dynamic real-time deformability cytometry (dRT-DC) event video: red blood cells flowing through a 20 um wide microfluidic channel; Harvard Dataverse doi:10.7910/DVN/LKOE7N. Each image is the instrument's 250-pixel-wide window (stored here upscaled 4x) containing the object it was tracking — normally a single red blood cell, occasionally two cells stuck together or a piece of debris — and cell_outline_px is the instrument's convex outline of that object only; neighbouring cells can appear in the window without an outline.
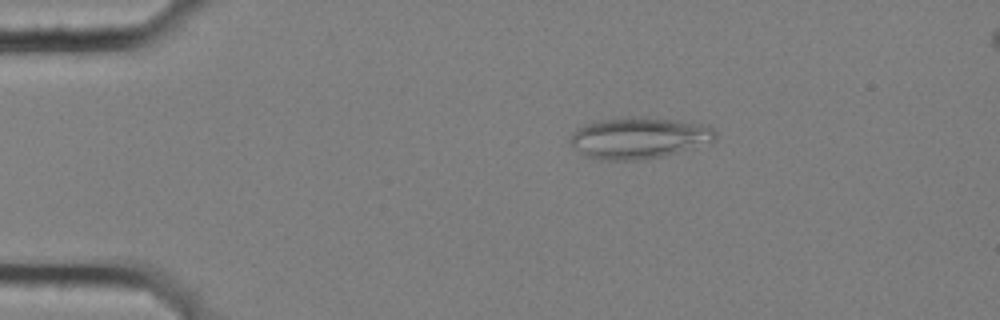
{"species": "common noctule bat (a hibernating species)", "species_latin": "Nyctalus noctula", "temperature_condition": "cold", "stored_images_in_passage": 7, "camera_frame_rate_fps": 3000, "um_per_image_px": 0.085, "animal": {"sex": "female", "body_mass_g": 25.1}, "frame": {"image": 1, "passage_image": 4, "time_ms": 1.0, "image_size_px": [1000, 320], "cell_outline_px": [[716, 140], [664, 156], [636, 160], [600, 160], [584, 156], [568, 144], [568, 140], [584, 124], [600, 120], [628, 116], [640, 116], [676, 120], [708, 124], [716, 132]], "centroid_in_image_um": [54.29, 11.72], "position_along_channel_um": 30.7, "area_um2": 35.2}}